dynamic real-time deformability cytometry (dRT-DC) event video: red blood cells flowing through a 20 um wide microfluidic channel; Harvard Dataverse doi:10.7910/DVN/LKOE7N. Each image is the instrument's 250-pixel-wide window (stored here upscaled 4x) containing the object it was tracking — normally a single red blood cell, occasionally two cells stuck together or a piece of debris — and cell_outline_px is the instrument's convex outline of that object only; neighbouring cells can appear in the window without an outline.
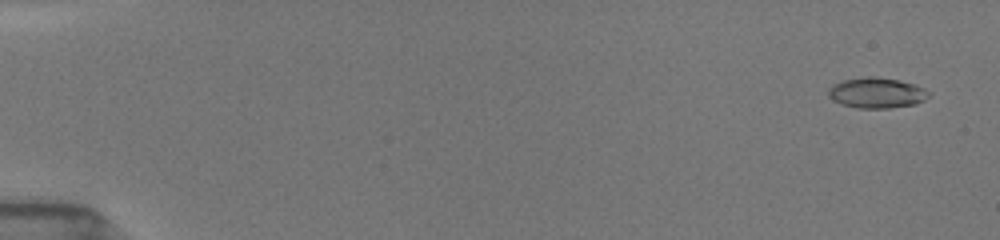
{"species": "common noctule bat (a hibernating species)", "species_latin": "Nyctalus noctula", "temperature_condition": "room temperature", "stored_images_in_passage": 15, "camera_frame_rate_fps": 3000, "um_per_image_px": 0.085, "animal": {"sex": "female", "body_mass_g": 19.5, "forearm_length_mm": 54.1}, "frame": {"image": 1, "passage_image": 3, "time_ms": 0.667, "image_size_px": [1000, 240], "cell_outline_px": [[932, 92], [924, 100], [916, 104], [888, 108], [856, 108], [840, 104], [832, 100], [828, 96], [828, 88], [832, 84], [844, 80], [868, 76], [872, 76], [900, 80], [924, 88]], "centroid_in_image_um": [74.49, 7.9], "position_along_channel_um": 10.5, "area_um2": 17.98}}
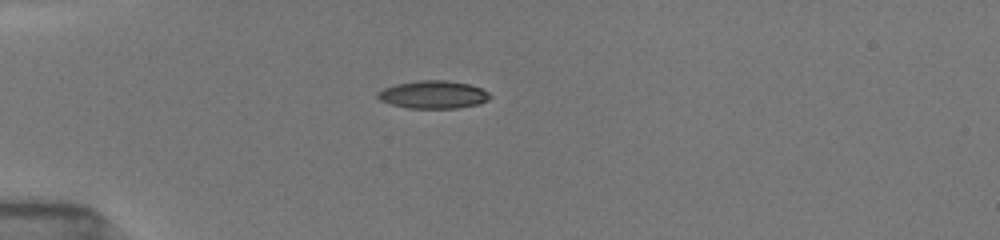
{"frame": {"image": 2, "passage_image": 11, "time_ms": 5.0, "image_size_px": [1000, 240], "cell_outline_px": [[492, 96], [488, 100], [480, 104], [456, 108], [408, 108], [392, 104], [380, 100], [376, 96], [376, 92], [384, 88], [396, 84], [416, 80], [448, 80], [468, 84], [480, 88], [488, 92]], "centroid_in_image_um": [36.82, 8.04], "position_along_channel_um": 48.2, "area_um2": 18.26}}
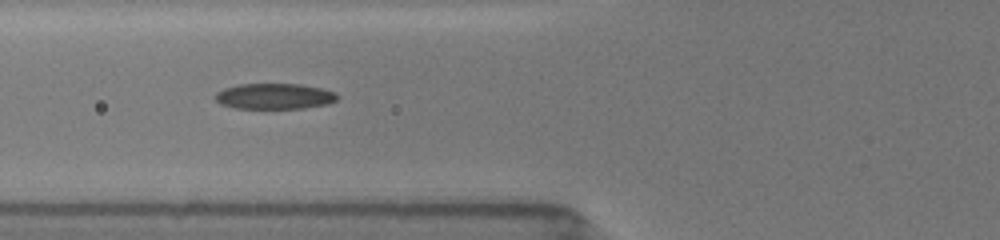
{"frame": {"image": 3, "passage_image": 14, "time_ms": 7.0, "image_size_px": [1000, 240], "cell_outline_px": [[340, 96], [336, 100], [328, 104], [304, 108], [236, 108], [220, 104], [216, 100], [216, 92], [224, 88], [240, 84], [300, 84], [320, 88], [336, 92]], "centroid_in_image_um": [23.35, 8.18], "position_along_channel_um": 102.4, "area_um2": 18.26}}